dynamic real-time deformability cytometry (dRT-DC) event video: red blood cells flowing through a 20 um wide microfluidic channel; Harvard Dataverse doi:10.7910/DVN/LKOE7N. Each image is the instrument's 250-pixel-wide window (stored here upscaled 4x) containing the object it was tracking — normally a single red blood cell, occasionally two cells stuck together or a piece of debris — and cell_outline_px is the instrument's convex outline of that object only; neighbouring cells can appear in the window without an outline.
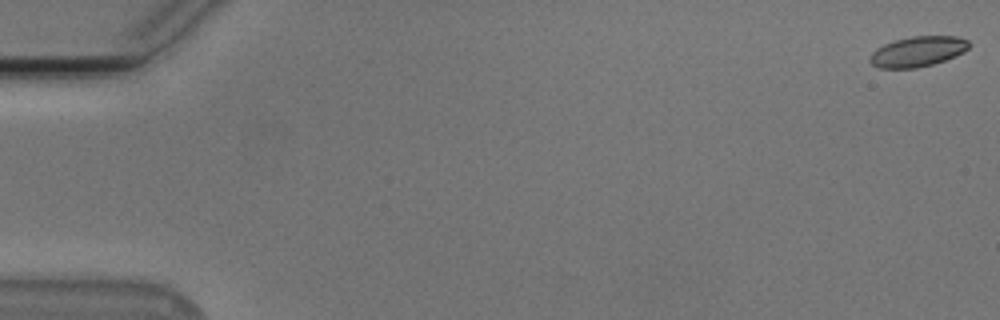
{"species": "Egyptian fruit bat (a non-hibernating species)", "species_latin": "Rousettus aegyptiacus", "temperature_condition": "cold", "stored_images_in_passage": 55, "camera_frame_rate_fps": 3000, "um_per_image_px": 0.085, "animal": {"sex": "male"}, "frame": {"image": 1, "passage_image": 1, "time_ms": 0.0, "image_size_px": [1000, 320], "cell_outline_px": [[972, 44], [964, 52], [944, 60], [932, 64], [916, 68], [880, 68], [872, 64], [868, 60], [872, 52], [876, 48], [884, 44], [896, 40], [912, 36], [956, 36], [968, 40]], "centroid_in_image_um": [78.01, 4.37], "position_along_channel_um": 7.0, "area_um2": 17.46}}
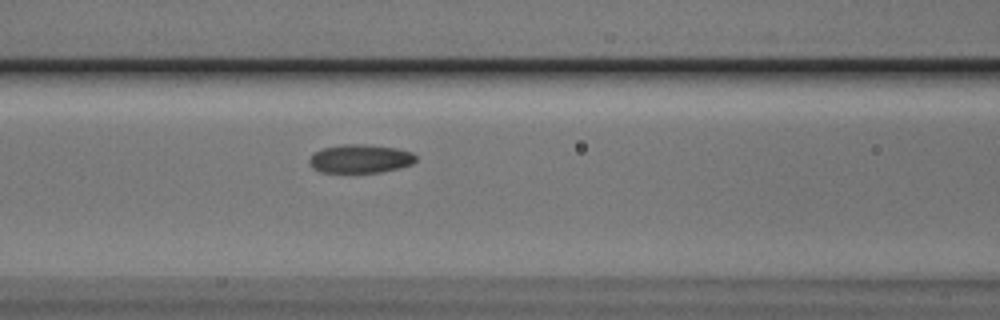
{"frame": {"image": 2, "passage_image": 24, "time_ms": 7.667, "image_size_px": [1000, 320], "cell_outline_px": [[416, 160], [412, 164], [380, 172], [320, 172], [312, 168], [308, 160], [316, 152], [324, 148], [340, 144], [368, 144], [396, 148], [412, 152], [416, 156]], "centroid_in_image_um": [30.62, 13.48], "position_along_channel_um": 136.0, "area_um2": 17.63}}
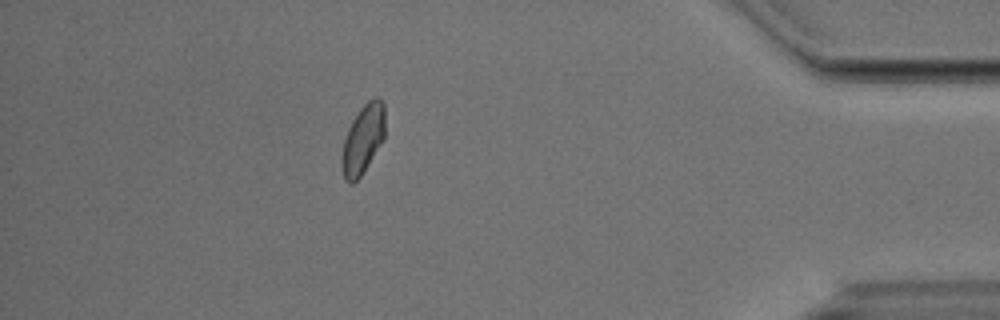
{"frame": {"image": 3, "passage_image": 49, "time_ms": 16.0, "image_size_px": [1000, 320], "cell_outline_px": [[384, 140], [360, 176], [352, 184], [348, 184], [344, 180], [340, 164], [340, 156], [344, 140], [348, 128], [352, 120], [360, 108], [372, 96], [380, 96], [384, 104]], "centroid_in_image_um": [30.83, 11.83], "position_along_channel_um": 404.4, "area_um2": 17.74}, "authors_computed_cell_mechanics": {"area_um2": 17.629, "velocity_mm_per_s": 3.7679, "shape_relaxation_time_tau1_ms": 2.7214, "shape_relaxation_time_tau2_ms": 1.7878, "deformation_change_tau1": 0.1029, "deformation_change_tau2": 0.0562}}